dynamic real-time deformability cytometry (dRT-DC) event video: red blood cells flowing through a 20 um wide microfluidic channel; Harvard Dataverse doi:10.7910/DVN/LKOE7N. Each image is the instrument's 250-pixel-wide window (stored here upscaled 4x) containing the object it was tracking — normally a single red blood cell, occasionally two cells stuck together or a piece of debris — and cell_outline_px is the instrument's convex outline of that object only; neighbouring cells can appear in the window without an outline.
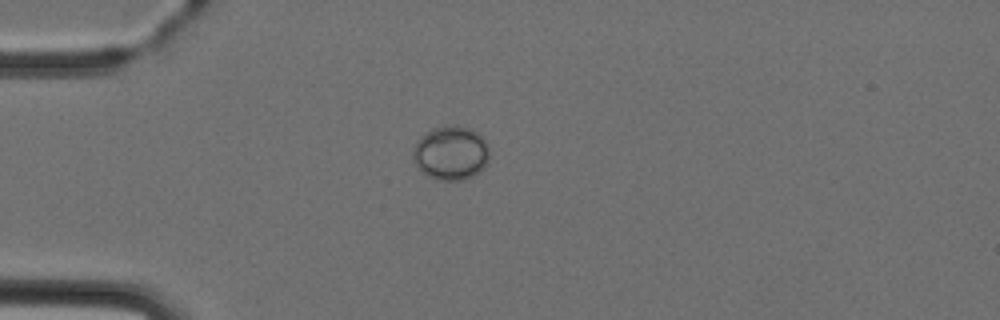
{"species": "Egyptian fruit bat (a non-hibernating species)", "species_latin": "Rousettus aegyptiacus", "temperature_condition": "cold", "stored_images_in_passage": 4, "camera_frame_rate_fps": 3000, "um_per_image_px": 0.085, "animal": {"sex": "female"}, "frame": {"image": 1, "passage_image": 4, "time_ms": 4.333, "image_size_px": [1000, 320], "cell_outline_px": [[488, 160], [484, 168], [480, 172], [472, 176], [460, 180], [436, 180], [424, 172], [416, 164], [412, 156], [412, 152], [416, 140], [424, 132], [432, 128], [468, 128], [476, 132], [488, 144]], "centroid_in_image_um": [38.31, 13.03], "position_along_channel_um": 46.7, "area_um2": 23.58}}